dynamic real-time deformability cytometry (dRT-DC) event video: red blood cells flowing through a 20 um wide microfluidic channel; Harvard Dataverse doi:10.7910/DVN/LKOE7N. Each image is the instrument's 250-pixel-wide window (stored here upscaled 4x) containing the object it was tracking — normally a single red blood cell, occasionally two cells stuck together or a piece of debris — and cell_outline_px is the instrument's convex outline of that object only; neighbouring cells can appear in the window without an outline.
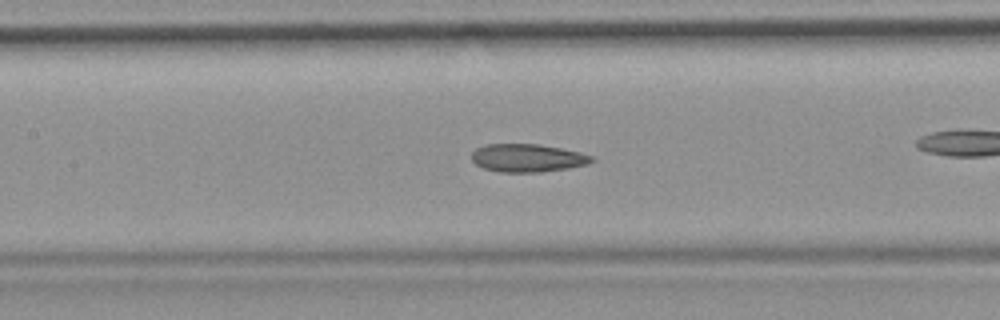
{"species": "common noctule bat (a hibernating species)", "species_latin": "Nyctalus noctula", "temperature_condition": "room temperature", "stored_images_in_passage": 52, "camera_frame_rate_fps": 3000, "um_per_image_px": 0.085, "animal": {"sex": "female", "body_mass_g": 19.9}, "frame": {"image": 1, "passage_image": 23, "time_ms": 7.333, "image_size_px": [1000, 320], "cell_outline_px": [[596, 160], [588, 164], [568, 168], [540, 172], [500, 172], [484, 168], [476, 164], [472, 160], [472, 152], [476, 148], [484, 144], [540, 144], [580, 152], [596, 156]], "centroid_in_image_um": [44.87, 13.42], "position_along_channel_um": 162.5, "area_um2": 19.77}, "authors_computed_cell_mechanics": {"area_um2": 20.4901, "velocity_mm_per_s": 3.8545, "shape_relaxation_time_tau1_ms": null, "shape_relaxation_time_tau2_ms": 2.5865, "deformation_change_tau1": null, "deformation_change_tau2": 0.0962}}